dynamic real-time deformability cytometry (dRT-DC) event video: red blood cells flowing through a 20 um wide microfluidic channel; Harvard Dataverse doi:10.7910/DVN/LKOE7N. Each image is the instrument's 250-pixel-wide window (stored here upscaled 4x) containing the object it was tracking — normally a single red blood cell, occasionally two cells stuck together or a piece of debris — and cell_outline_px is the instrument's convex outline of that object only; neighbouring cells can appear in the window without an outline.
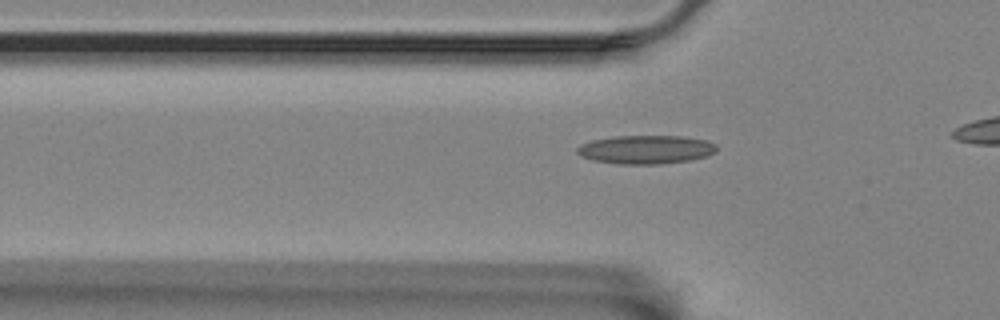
{"species": "Egyptian fruit bat (a non-hibernating species)", "species_latin": "Rousettus aegyptiacus", "temperature_condition": "room temperature", "stored_images_in_passage": 36, "camera_frame_rate_fps": 3000, "um_per_image_px": 0.085, "animal": {"sex": "female"}, "frame": {"image": 1, "passage_image": 7, "time_ms": 2.0, "image_size_px": [1000, 320], "cell_outline_px": [[716, 152], [708, 156], [688, 160], [660, 164], [620, 164], [592, 160], [580, 156], [576, 152], [576, 148], [580, 144], [592, 140], [612, 136], [684, 136], [708, 140], [716, 144]], "centroid_in_image_um": [54.89, 12.7], "position_along_channel_um": 70.9, "area_um2": 23.47}}
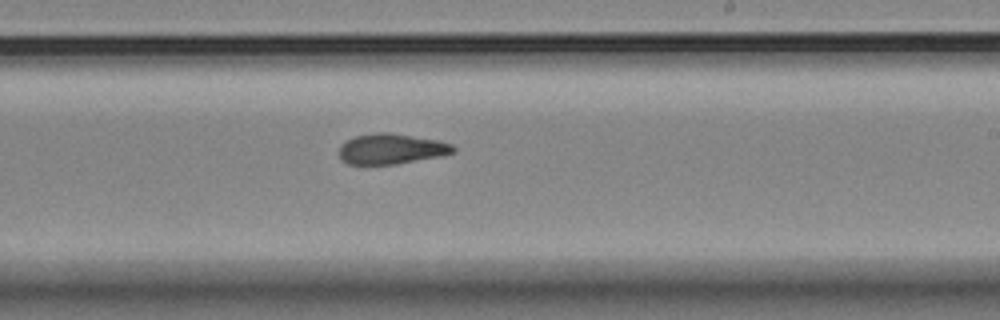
{"frame": {"image": 2, "passage_image": 23, "time_ms": 7.333, "image_size_px": [1000, 320], "cell_outline_px": [[456, 152], [444, 156], [396, 164], [348, 164], [340, 160], [340, 144], [356, 136], [376, 132], [388, 132], [440, 140], [452, 144], [456, 148]], "centroid_in_image_um": [33.31, 12.66], "position_along_channel_um": 255.7, "area_um2": 20.46}}
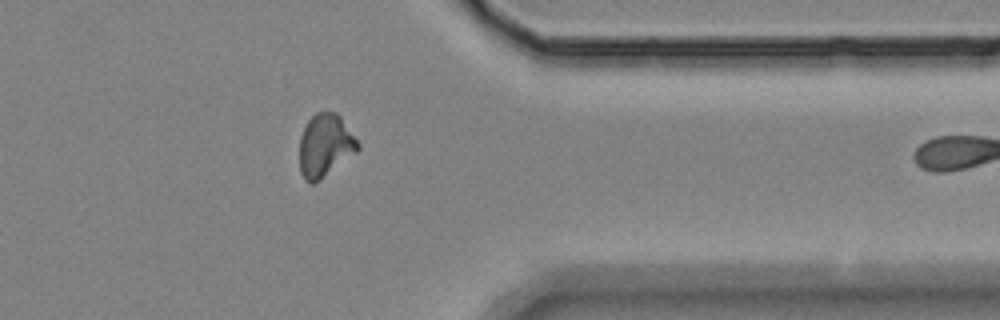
{"frame": {"image": 3, "passage_image": 35, "time_ms": 11.333, "image_size_px": [1000, 320], "cell_outline_px": [[360, 148], [356, 152], [320, 180], [312, 184], [308, 184], [304, 180], [300, 172], [300, 136], [308, 120], [316, 112], [336, 112], [340, 116], [360, 144]], "centroid_in_image_um": [27.62, 12.38], "position_along_channel_um": 383.8, "area_um2": 21.33}}